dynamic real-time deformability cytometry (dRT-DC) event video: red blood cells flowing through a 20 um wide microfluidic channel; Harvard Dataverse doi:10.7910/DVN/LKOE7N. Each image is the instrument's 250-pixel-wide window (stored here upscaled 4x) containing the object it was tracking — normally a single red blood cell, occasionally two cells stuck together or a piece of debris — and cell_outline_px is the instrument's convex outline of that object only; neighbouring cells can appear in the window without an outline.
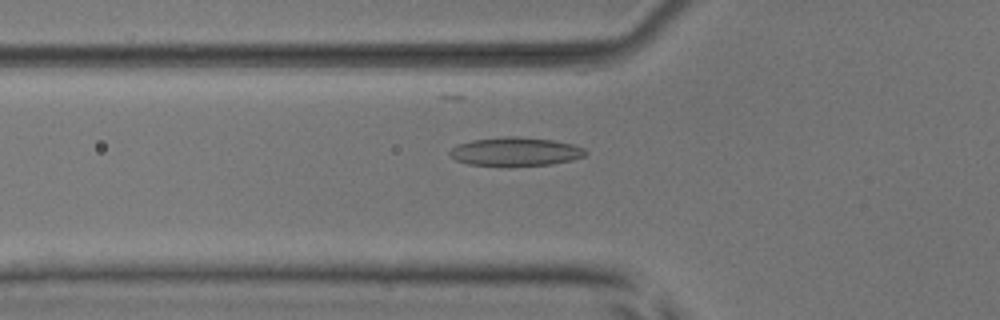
{"species": "common noctule bat (a hibernating species)", "species_latin": "Nyctalus noctula", "temperature_condition": "room temperature", "stored_images_in_passage": 53, "camera_frame_rate_fps": 3000, "um_per_image_px": 0.085, "animal": {"sex": "male", "body_mass_g": 17.9, "forearm_length_mm": 54.2}, "frame": {"image": 1, "passage_image": 19, "time_ms": 6.0, "image_size_px": [1000, 320], "cell_outline_px": [[588, 152], [584, 156], [572, 160], [552, 164], [508, 168], [468, 164], [456, 160], [448, 152], [456, 144], [472, 140], [504, 136], [516, 136], [552, 140], [572, 144], [584, 148]], "centroid_in_image_um": [43.79, 12.92], "position_along_channel_um": 82.0, "area_um2": 23.29}}
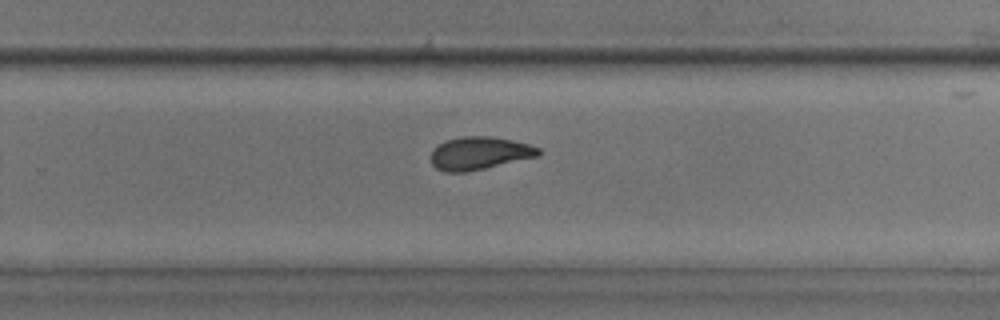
{"frame": {"image": 2, "passage_image": 35, "time_ms": 11.333, "image_size_px": [1000, 320], "cell_outline_px": [[540, 156], [484, 168], [464, 172], [444, 172], [436, 168], [432, 164], [432, 148], [448, 140], [460, 136], [492, 136], [512, 140], [528, 144], [540, 148]], "centroid_in_image_um": [40.76, 13.02], "position_along_channel_um": 289.0, "area_um2": 20.52}}
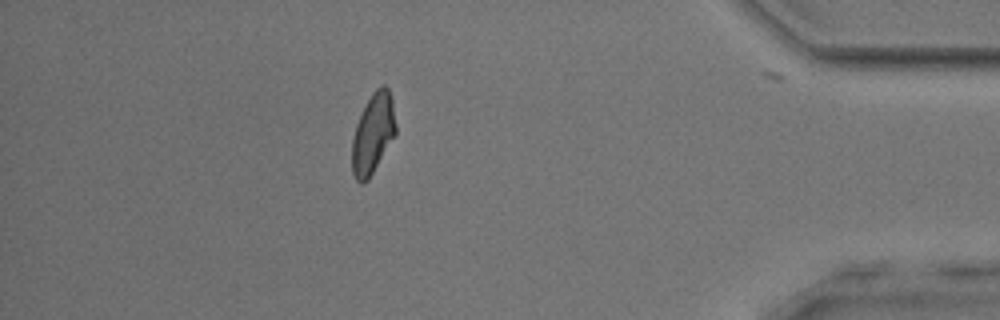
{"frame": {"image": 3, "passage_image": 47, "time_ms": 15.333, "image_size_px": [1000, 320], "cell_outline_px": [[396, 132], [368, 180], [364, 184], [360, 184], [356, 180], [352, 172], [352, 140], [356, 124], [372, 92], [380, 84], [384, 84], [388, 88], [392, 100], [396, 124]], "centroid_in_image_um": [31.69, 11.35], "position_along_channel_um": 403.5, "area_um2": 20.23}, "authors_computed_cell_mechanics": {"area_um2": 21.097, "velocity_mm_per_s": 3.8834, "shape_relaxation_time_tau1_ms": 4.6214, "shape_relaxation_time_tau2_ms": 2.3632, "deformation_change_tau1": 0.1439, "deformation_change_tau2": 0.0864}}